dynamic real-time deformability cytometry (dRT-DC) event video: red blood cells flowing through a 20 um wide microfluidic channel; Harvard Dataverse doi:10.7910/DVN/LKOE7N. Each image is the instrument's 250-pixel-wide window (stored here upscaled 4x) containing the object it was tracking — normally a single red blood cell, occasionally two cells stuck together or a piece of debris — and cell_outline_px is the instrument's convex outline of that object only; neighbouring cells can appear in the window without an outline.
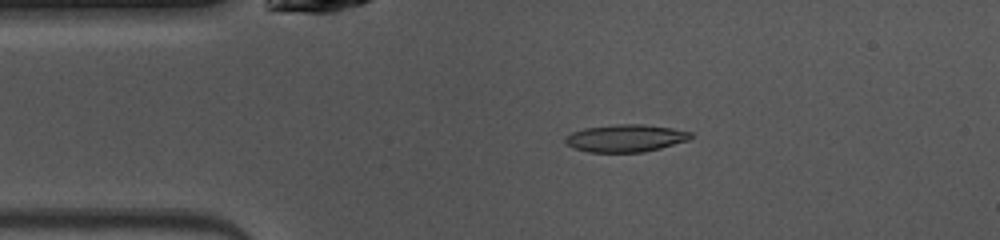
{"species": "common noctule bat (a hibernating species)", "species_latin": "Nyctalus noctula", "temperature_condition": "warm", "stored_images_in_passage": 47, "camera_frame_rate_fps": 3000, "um_per_image_px": 0.085, "animal": {"sex": "female", "body_mass_g": 10.0, "forearm_length_mm": 53.1}, "frame": {"image": 1, "passage_image": 8, "time_ms": 2.333, "image_size_px": [1000, 240], "cell_outline_px": [[692, 136], [688, 140], [660, 148], [644, 152], [588, 152], [576, 148], [568, 144], [564, 140], [572, 132], [584, 128], [616, 124], [644, 124], [672, 128], [692, 132]], "centroid_in_image_um": [53.2, 11.74], "position_along_channel_um": 31.8, "area_um2": 19.88}}
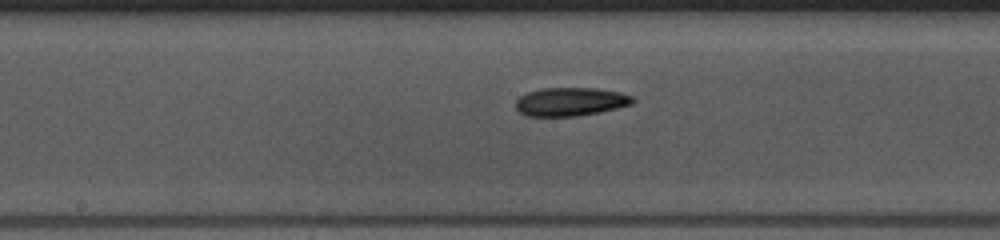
{"frame": {"image": 2, "passage_image": 22, "time_ms": 7.0, "image_size_px": [1000, 240], "cell_outline_px": [[636, 100], [632, 104], [600, 112], [576, 116], [528, 116], [520, 112], [516, 108], [516, 100], [520, 96], [528, 92], [540, 88], [596, 88], [620, 92], [632, 96]], "centroid_in_image_um": [48.5, 8.64], "position_along_channel_um": 199.7, "area_um2": 19.42}}
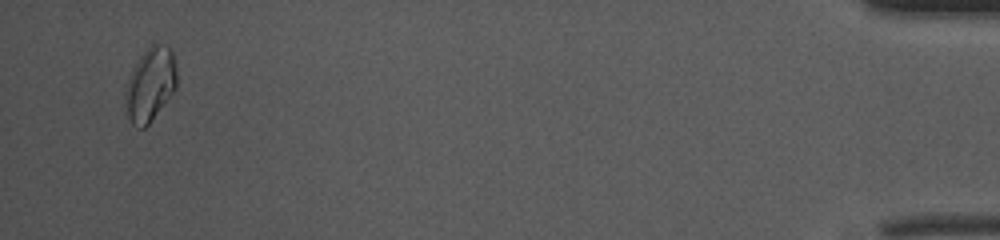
{"frame": {"image": 3, "passage_image": 45, "time_ms": 14.667, "image_size_px": [1000, 240], "cell_outline_px": [[176, 88], [148, 124], [144, 128], [136, 128], [132, 124], [128, 116], [124, 96], [124, 88], [128, 76], [136, 60], [152, 44], [156, 44], [172, 48], [176, 64]], "centroid_in_image_um": [12.74, 7.16], "position_along_channel_um": 422.5, "area_um2": 22.14}, "authors_computed_cell_mechanics": {"area_um2": 19.2474, "velocity_mm_per_s": 4.0894, "shape_relaxation_time_tau1_ms": 4.1677, "shape_relaxation_time_tau2_ms": null, "deformation_change_tau1": 0.1288, "deformation_change_tau2": null}}